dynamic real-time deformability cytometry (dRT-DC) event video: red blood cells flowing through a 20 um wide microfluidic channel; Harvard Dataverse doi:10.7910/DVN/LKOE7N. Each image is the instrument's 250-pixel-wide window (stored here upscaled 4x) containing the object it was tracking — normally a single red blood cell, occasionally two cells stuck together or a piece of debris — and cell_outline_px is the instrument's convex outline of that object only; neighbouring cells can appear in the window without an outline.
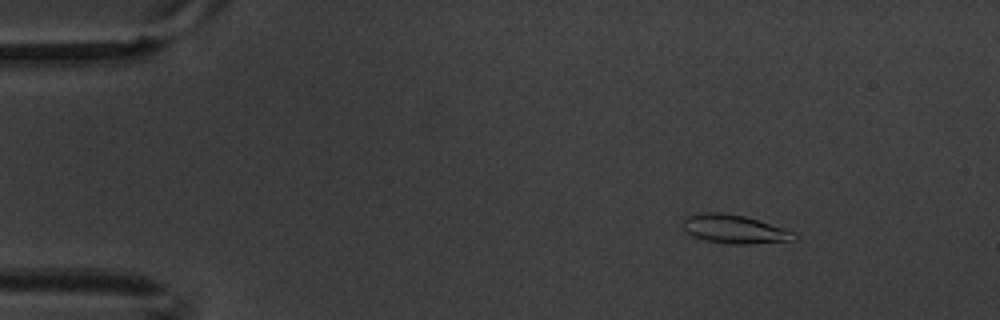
{"species": "common noctule bat (a hibernating species)", "species_latin": "Nyctalus noctula", "temperature_condition": "warm", "stored_images_in_passage": 4, "camera_frame_rate_fps": 3000, "um_per_image_px": 0.085, "animal": {"sex": "male", "body_mass_g": 20.1, "forearm_length_mm": 53.5}, "frame": {"image": 1, "passage_image": 2, "time_ms": 0.333, "image_size_px": [1000, 320], "cell_outline_px": [[800, 236], [796, 240], [748, 244], [732, 244], [708, 240], [692, 236], [684, 228], [684, 216], [700, 212], [724, 212], [744, 216], [784, 228], [796, 232]], "centroid_in_image_um": [62.47, 19.46], "position_along_channel_um": 22.5, "area_um2": 18.61}}